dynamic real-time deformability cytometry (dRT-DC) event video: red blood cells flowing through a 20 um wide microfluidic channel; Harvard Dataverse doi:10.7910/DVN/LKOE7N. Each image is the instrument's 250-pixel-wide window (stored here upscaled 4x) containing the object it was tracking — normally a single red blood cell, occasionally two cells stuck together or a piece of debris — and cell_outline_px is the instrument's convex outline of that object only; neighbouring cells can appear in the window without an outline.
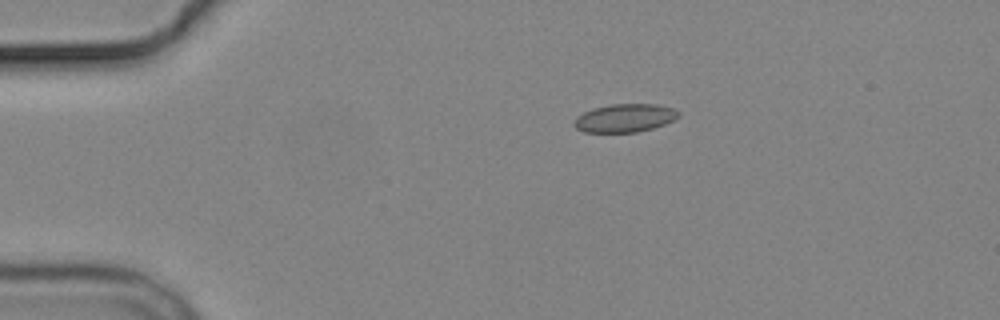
{"species": "common noctule bat (a hibernating species)", "species_latin": "Nyctalus noctula", "temperature_condition": "cold", "stored_images_in_passage": 4, "camera_frame_rate_fps": 3000, "um_per_image_px": 0.085, "animal": {"sex": "male", "body_mass_g": 19.2, "forearm_length_mm": 51.8}, "frame": {"image": 1, "passage_image": 1, "time_ms": 0.0, "image_size_px": [1000, 320], "cell_outline_px": [[680, 116], [664, 124], [652, 128], [636, 132], [584, 132], [576, 128], [572, 124], [572, 120], [576, 116], [592, 108], [612, 104], [656, 104], [672, 108], [680, 112]], "centroid_in_image_um": [53.06, 10.03], "position_along_channel_um": 31.9, "area_um2": 17.22}}
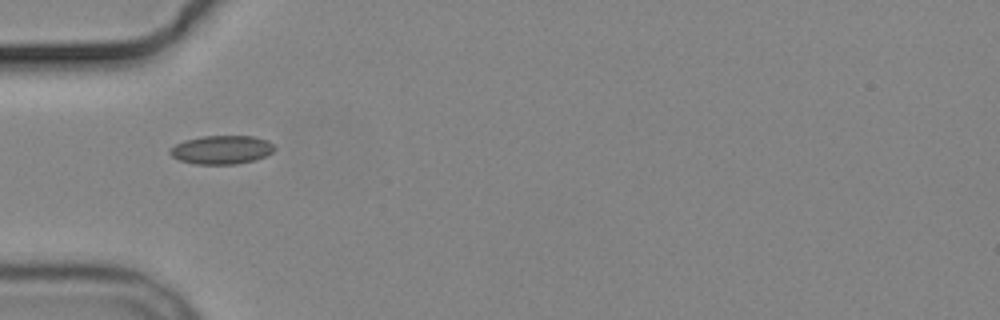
{"frame": {"image": 2, "passage_image": 3, "time_ms": 2.333, "image_size_px": [1000, 320], "cell_outline_px": [[276, 148], [272, 152], [256, 160], [236, 164], [196, 164], [180, 160], [172, 156], [168, 152], [168, 148], [184, 140], [204, 136], [256, 136], [268, 140]], "centroid_in_image_um": [18.83, 12.72], "position_along_channel_um": 66.2, "area_um2": 17.51}}
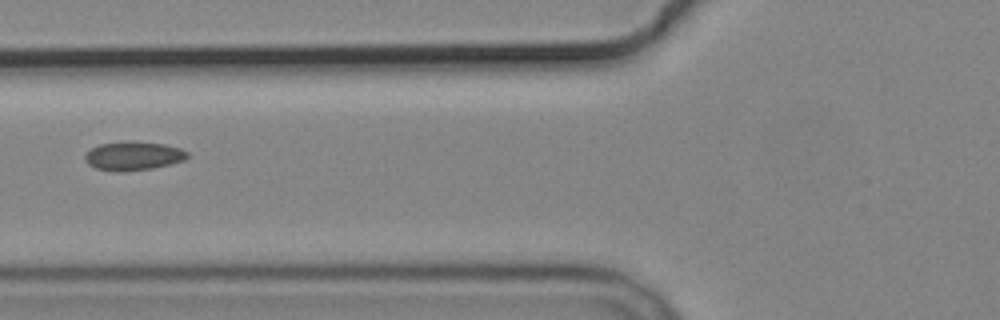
{"frame": {"image": 3, "passage_image": 4, "time_ms": 3.667, "image_size_px": [1000, 320], "cell_outline_px": [[188, 156], [184, 160], [152, 168], [96, 168], [88, 164], [84, 160], [84, 156], [92, 148], [100, 144], [164, 144], [180, 148], [188, 152]], "centroid_in_image_um": [11.37, 13.24], "position_along_channel_um": 114.4, "area_um2": 15.37}}